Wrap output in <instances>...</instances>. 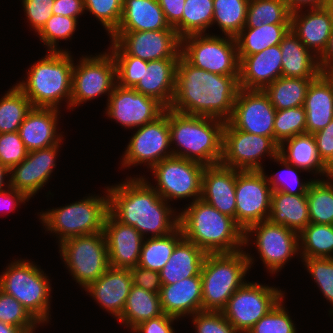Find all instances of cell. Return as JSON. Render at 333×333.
I'll return each mask as SVG.
<instances>
[{
  "mask_svg": "<svg viewBox=\"0 0 333 333\" xmlns=\"http://www.w3.org/2000/svg\"><path fill=\"white\" fill-rule=\"evenodd\" d=\"M291 12L283 0H249L244 27L290 24Z\"/></svg>",
  "mask_w": 333,
  "mask_h": 333,
  "instance_id": "cell-45",
  "label": "cell"
},
{
  "mask_svg": "<svg viewBox=\"0 0 333 333\" xmlns=\"http://www.w3.org/2000/svg\"><path fill=\"white\" fill-rule=\"evenodd\" d=\"M268 220L299 234L310 223L307 196L272 191Z\"/></svg>",
  "mask_w": 333,
  "mask_h": 333,
  "instance_id": "cell-34",
  "label": "cell"
},
{
  "mask_svg": "<svg viewBox=\"0 0 333 333\" xmlns=\"http://www.w3.org/2000/svg\"><path fill=\"white\" fill-rule=\"evenodd\" d=\"M132 283L152 293L160 294L162 287L159 272L135 266L130 268Z\"/></svg>",
  "mask_w": 333,
  "mask_h": 333,
  "instance_id": "cell-57",
  "label": "cell"
},
{
  "mask_svg": "<svg viewBox=\"0 0 333 333\" xmlns=\"http://www.w3.org/2000/svg\"><path fill=\"white\" fill-rule=\"evenodd\" d=\"M8 174H10V170L6 166L2 165L0 162V191H3L10 187V179L8 177L10 175ZM6 177L8 179H6Z\"/></svg>",
  "mask_w": 333,
  "mask_h": 333,
  "instance_id": "cell-65",
  "label": "cell"
},
{
  "mask_svg": "<svg viewBox=\"0 0 333 333\" xmlns=\"http://www.w3.org/2000/svg\"><path fill=\"white\" fill-rule=\"evenodd\" d=\"M272 161L276 162L279 166H282V170L272 175H266L267 181L272 191H282L292 195H306L310 184L313 182V177L301 179L299 173L303 170L287 163L279 155H277Z\"/></svg>",
  "mask_w": 333,
  "mask_h": 333,
  "instance_id": "cell-46",
  "label": "cell"
},
{
  "mask_svg": "<svg viewBox=\"0 0 333 333\" xmlns=\"http://www.w3.org/2000/svg\"><path fill=\"white\" fill-rule=\"evenodd\" d=\"M165 110L156 99L145 96L134 88L116 84L109 95L104 114L120 126L134 130L155 121Z\"/></svg>",
  "mask_w": 333,
  "mask_h": 333,
  "instance_id": "cell-19",
  "label": "cell"
},
{
  "mask_svg": "<svg viewBox=\"0 0 333 333\" xmlns=\"http://www.w3.org/2000/svg\"><path fill=\"white\" fill-rule=\"evenodd\" d=\"M240 89L263 90L282 76V54L280 45L248 56H238Z\"/></svg>",
  "mask_w": 333,
  "mask_h": 333,
  "instance_id": "cell-25",
  "label": "cell"
},
{
  "mask_svg": "<svg viewBox=\"0 0 333 333\" xmlns=\"http://www.w3.org/2000/svg\"><path fill=\"white\" fill-rule=\"evenodd\" d=\"M323 179L333 181V154L326 160L323 165Z\"/></svg>",
  "mask_w": 333,
  "mask_h": 333,
  "instance_id": "cell-66",
  "label": "cell"
},
{
  "mask_svg": "<svg viewBox=\"0 0 333 333\" xmlns=\"http://www.w3.org/2000/svg\"><path fill=\"white\" fill-rule=\"evenodd\" d=\"M104 191L103 195L88 194L65 206L38 213L45 232L56 235L59 244L72 237L103 232L105 219L109 213L106 186Z\"/></svg>",
  "mask_w": 333,
  "mask_h": 333,
  "instance_id": "cell-7",
  "label": "cell"
},
{
  "mask_svg": "<svg viewBox=\"0 0 333 333\" xmlns=\"http://www.w3.org/2000/svg\"><path fill=\"white\" fill-rule=\"evenodd\" d=\"M204 168L202 163L172 156L151 169L156 186L143 175L136 177H143L169 204L173 200L189 198L192 199L189 203H192L201 199Z\"/></svg>",
  "mask_w": 333,
  "mask_h": 333,
  "instance_id": "cell-12",
  "label": "cell"
},
{
  "mask_svg": "<svg viewBox=\"0 0 333 333\" xmlns=\"http://www.w3.org/2000/svg\"><path fill=\"white\" fill-rule=\"evenodd\" d=\"M0 333H24L20 328L0 322Z\"/></svg>",
  "mask_w": 333,
  "mask_h": 333,
  "instance_id": "cell-67",
  "label": "cell"
},
{
  "mask_svg": "<svg viewBox=\"0 0 333 333\" xmlns=\"http://www.w3.org/2000/svg\"><path fill=\"white\" fill-rule=\"evenodd\" d=\"M239 75H220L199 69L179 57L170 109L227 121L238 93Z\"/></svg>",
  "mask_w": 333,
  "mask_h": 333,
  "instance_id": "cell-2",
  "label": "cell"
},
{
  "mask_svg": "<svg viewBox=\"0 0 333 333\" xmlns=\"http://www.w3.org/2000/svg\"><path fill=\"white\" fill-rule=\"evenodd\" d=\"M315 78H293L281 76L263 91L276 110L304 106L306 93Z\"/></svg>",
  "mask_w": 333,
  "mask_h": 333,
  "instance_id": "cell-38",
  "label": "cell"
},
{
  "mask_svg": "<svg viewBox=\"0 0 333 333\" xmlns=\"http://www.w3.org/2000/svg\"><path fill=\"white\" fill-rule=\"evenodd\" d=\"M28 152L18 131L0 134V162L9 170L22 162Z\"/></svg>",
  "mask_w": 333,
  "mask_h": 333,
  "instance_id": "cell-54",
  "label": "cell"
},
{
  "mask_svg": "<svg viewBox=\"0 0 333 333\" xmlns=\"http://www.w3.org/2000/svg\"><path fill=\"white\" fill-rule=\"evenodd\" d=\"M290 30V24H262L260 27H243L235 37L238 56H248L279 45Z\"/></svg>",
  "mask_w": 333,
  "mask_h": 333,
  "instance_id": "cell-37",
  "label": "cell"
},
{
  "mask_svg": "<svg viewBox=\"0 0 333 333\" xmlns=\"http://www.w3.org/2000/svg\"><path fill=\"white\" fill-rule=\"evenodd\" d=\"M249 0H213L212 26L217 25L222 36L235 38L245 26Z\"/></svg>",
  "mask_w": 333,
  "mask_h": 333,
  "instance_id": "cell-42",
  "label": "cell"
},
{
  "mask_svg": "<svg viewBox=\"0 0 333 333\" xmlns=\"http://www.w3.org/2000/svg\"><path fill=\"white\" fill-rule=\"evenodd\" d=\"M185 1L186 0H158L167 22L173 28L182 20Z\"/></svg>",
  "mask_w": 333,
  "mask_h": 333,
  "instance_id": "cell-62",
  "label": "cell"
},
{
  "mask_svg": "<svg viewBox=\"0 0 333 333\" xmlns=\"http://www.w3.org/2000/svg\"><path fill=\"white\" fill-rule=\"evenodd\" d=\"M278 155L287 163L323 179V165L313 134L296 135L279 145ZM322 176V177H321Z\"/></svg>",
  "mask_w": 333,
  "mask_h": 333,
  "instance_id": "cell-35",
  "label": "cell"
},
{
  "mask_svg": "<svg viewBox=\"0 0 333 333\" xmlns=\"http://www.w3.org/2000/svg\"><path fill=\"white\" fill-rule=\"evenodd\" d=\"M236 169L221 163L205 166L201 199L236 222Z\"/></svg>",
  "mask_w": 333,
  "mask_h": 333,
  "instance_id": "cell-24",
  "label": "cell"
},
{
  "mask_svg": "<svg viewBox=\"0 0 333 333\" xmlns=\"http://www.w3.org/2000/svg\"><path fill=\"white\" fill-rule=\"evenodd\" d=\"M213 11V0H186L182 20L174 29L181 38L192 34H208L207 29L212 27Z\"/></svg>",
  "mask_w": 333,
  "mask_h": 333,
  "instance_id": "cell-41",
  "label": "cell"
},
{
  "mask_svg": "<svg viewBox=\"0 0 333 333\" xmlns=\"http://www.w3.org/2000/svg\"><path fill=\"white\" fill-rule=\"evenodd\" d=\"M116 63L117 84L133 88L141 79L143 60L128 54H112Z\"/></svg>",
  "mask_w": 333,
  "mask_h": 333,
  "instance_id": "cell-53",
  "label": "cell"
},
{
  "mask_svg": "<svg viewBox=\"0 0 333 333\" xmlns=\"http://www.w3.org/2000/svg\"><path fill=\"white\" fill-rule=\"evenodd\" d=\"M291 13L313 8L326 7L328 0H283Z\"/></svg>",
  "mask_w": 333,
  "mask_h": 333,
  "instance_id": "cell-64",
  "label": "cell"
},
{
  "mask_svg": "<svg viewBox=\"0 0 333 333\" xmlns=\"http://www.w3.org/2000/svg\"><path fill=\"white\" fill-rule=\"evenodd\" d=\"M191 317L195 333H238L221 311H201Z\"/></svg>",
  "mask_w": 333,
  "mask_h": 333,
  "instance_id": "cell-55",
  "label": "cell"
},
{
  "mask_svg": "<svg viewBox=\"0 0 333 333\" xmlns=\"http://www.w3.org/2000/svg\"><path fill=\"white\" fill-rule=\"evenodd\" d=\"M3 95L0 98V134L16 132L33 106L16 85Z\"/></svg>",
  "mask_w": 333,
  "mask_h": 333,
  "instance_id": "cell-43",
  "label": "cell"
},
{
  "mask_svg": "<svg viewBox=\"0 0 333 333\" xmlns=\"http://www.w3.org/2000/svg\"><path fill=\"white\" fill-rule=\"evenodd\" d=\"M306 133L304 106L277 110L274 119V142L279 146L285 140Z\"/></svg>",
  "mask_w": 333,
  "mask_h": 333,
  "instance_id": "cell-48",
  "label": "cell"
},
{
  "mask_svg": "<svg viewBox=\"0 0 333 333\" xmlns=\"http://www.w3.org/2000/svg\"><path fill=\"white\" fill-rule=\"evenodd\" d=\"M306 196L310 223L333 225V181L314 179Z\"/></svg>",
  "mask_w": 333,
  "mask_h": 333,
  "instance_id": "cell-44",
  "label": "cell"
},
{
  "mask_svg": "<svg viewBox=\"0 0 333 333\" xmlns=\"http://www.w3.org/2000/svg\"><path fill=\"white\" fill-rule=\"evenodd\" d=\"M107 50L111 54H128L142 60L179 59L181 37L175 30L114 31Z\"/></svg>",
  "mask_w": 333,
  "mask_h": 333,
  "instance_id": "cell-16",
  "label": "cell"
},
{
  "mask_svg": "<svg viewBox=\"0 0 333 333\" xmlns=\"http://www.w3.org/2000/svg\"><path fill=\"white\" fill-rule=\"evenodd\" d=\"M306 133L314 134L333 119V76L321 73L310 83L304 102Z\"/></svg>",
  "mask_w": 333,
  "mask_h": 333,
  "instance_id": "cell-30",
  "label": "cell"
},
{
  "mask_svg": "<svg viewBox=\"0 0 333 333\" xmlns=\"http://www.w3.org/2000/svg\"><path fill=\"white\" fill-rule=\"evenodd\" d=\"M109 265L115 268H132L138 265L144 237L133 227L122 224L110 213L104 223Z\"/></svg>",
  "mask_w": 333,
  "mask_h": 333,
  "instance_id": "cell-23",
  "label": "cell"
},
{
  "mask_svg": "<svg viewBox=\"0 0 333 333\" xmlns=\"http://www.w3.org/2000/svg\"><path fill=\"white\" fill-rule=\"evenodd\" d=\"M290 29L304 46L319 57L333 32V19L327 7L291 13Z\"/></svg>",
  "mask_w": 333,
  "mask_h": 333,
  "instance_id": "cell-26",
  "label": "cell"
},
{
  "mask_svg": "<svg viewBox=\"0 0 333 333\" xmlns=\"http://www.w3.org/2000/svg\"><path fill=\"white\" fill-rule=\"evenodd\" d=\"M55 0H21L27 22L37 34L53 15Z\"/></svg>",
  "mask_w": 333,
  "mask_h": 333,
  "instance_id": "cell-56",
  "label": "cell"
},
{
  "mask_svg": "<svg viewBox=\"0 0 333 333\" xmlns=\"http://www.w3.org/2000/svg\"><path fill=\"white\" fill-rule=\"evenodd\" d=\"M29 200L23 192L17 191L12 187L0 191V209L7 211V214L15 211L18 206L25 204Z\"/></svg>",
  "mask_w": 333,
  "mask_h": 333,
  "instance_id": "cell-61",
  "label": "cell"
},
{
  "mask_svg": "<svg viewBox=\"0 0 333 333\" xmlns=\"http://www.w3.org/2000/svg\"><path fill=\"white\" fill-rule=\"evenodd\" d=\"M279 45L282 54V76L316 78L321 74L318 57L304 46L291 29Z\"/></svg>",
  "mask_w": 333,
  "mask_h": 333,
  "instance_id": "cell-33",
  "label": "cell"
},
{
  "mask_svg": "<svg viewBox=\"0 0 333 333\" xmlns=\"http://www.w3.org/2000/svg\"><path fill=\"white\" fill-rule=\"evenodd\" d=\"M298 235L300 258H333V225L309 223Z\"/></svg>",
  "mask_w": 333,
  "mask_h": 333,
  "instance_id": "cell-40",
  "label": "cell"
},
{
  "mask_svg": "<svg viewBox=\"0 0 333 333\" xmlns=\"http://www.w3.org/2000/svg\"><path fill=\"white\" fill-rule=\"evenodd\" d=\"M207 253L202 269L203 311H221L234 292L247 281L256 260L252 251Z\"/></svg>",
  "mask_w": 333,
  "mask_h": 333,
  "instance_id": "cell-6",
  "label": "cell"
},
{
  "mask_svg": "<svg viewBox=\"0 0 333 333\" xmlns=\"http://www.w3.org/2000/svg\"><path fill=\"white\" fill-rule=\"evenodd\" d=\"M61 110L32 107L20 125L18 133L28 151L50 147L64 140L58 132Z\"/></svg>",
  "mask_w": 333,
  "mask_h": 333,
  "instance_id": "cell-27",
  "label": "cell"
},
{
  "mask_svg": "<svg viewBox=\"0 0 333 333\" xmlns=\"http://www.w3.org/2000/svg\"><path fill=\"white\" fill-rule=\"evenodd\" d=\"M257 282H247L239 287L221 310L238 333H247L283 297L285 291Z\"/></svg>",
  "mask_w": 333,
  "mask_h": 333,
  "instance_id": "cell-14",
  "label": "cell"
},
{
  "mask_svg": "<svg viewBox=\"0 0 333 333\" xmlns=\"http://www.w3.org/2000/svg\"><path fill=\"white\" fill-rule=\"evenodd\" d=\"M283 297L247 333H297L296 324L287 310Z\"/></svg>",
  "mask_w": 333,
  "mask_h": 333,
  "instance_id": "cell-50",
  "label": "cell"
},
{
  "mask_svg": "<svg viewBox=\"0 0 333 333\" xmlns=\"http://www.w3.org/2000/svg\"><path fill=\"white\" fill-rule=\"evenodd\" d=\"M180 319L166 315L165 313L157 318H153L140 323L131 332L133 333H175L174 321Z\"/></svg>",
  "mask_w": 333,
  "mask_h": 333,
  "instance_id": "cell-58",
  "label": "cell"
},
{
  "mask_svg": "<svg viewBox=\"0 0 333 333\" xmlns=\"http://www.w3.org/2000/svg\"><path fill=\"white\" fill-rule=\"evenodd\" d=\"M116 84V63L108 50L94 56L82 55L73 66L70 110L100 95L106 94L108 101Z\"/></svg>",
  "mask_w": 333,
  "mask_h": 333,
  "instance_id": "cell-13",
  "label": "cell"
},
{
  "mask_svg": "<svg viewBox=\"0 0 333 333\" xmlns=\"http://www.w3.org/2000/svg\"><path fill=\"white\" fill-rule=\"evenodd\" d=\"M52 13L79 19L85 12L83 0H55Z\"/></svg>",
  "mask_w": 333,
  "mask_h": 333,
  "instance_id": "cell-60",
  "label": "cell"
},
{
  "mask_svg": "<svg viewBox=\"0 0 333 333\" xmlns=\"http://www.w3.org/2000/svg\"><path fill=\"white\" fill-rule=\"evenodd\" d=\"M278 150L279 146L270 137L241 131L225 121L222 165L239 171L263 170L261 160L265 156L273 160Z\"/></svg>",
  "mask_w": 333,
  "mask_h": 333,
  "instance_id": "cell-17",
  "label": "cell"
},
{
  "mask_svg": "<svg viewBox=\"0 0 333 333\" xmlns=\"http://www.w3.org/2000/svg\"><path fill=\"white\" fill-rule=\"evenodd\" d=\"M178 60H143L142 77L133 88L145 96L156 99L166 109H169L175 92Z\"/></svg>",
  "mask_w": 333,
  "mask_h": 333,
  "instance_id": "cell-28",
  "label": "cell"
},
{
  "mask_svg": "<svg viewBox=\"0 0 333 333\" xmlns=\"http://www.w3.org/2000/svg\"><path fill=\"white\" fill-rule=\"evenodd\" d=\"M78 21L76 18L53 14L37 33L38 38L45 45L46 51L70 52L66 47L65 49L60 48L59 42L63 40L68 41V39L71 41L77 29Z\"/></svg>",
  "mask_w": 333,
  "mask_h": 333,
  "instance_id": "cell-47",
  "label": "cell"
},
{
  "mask_svg": "<svg viewBox=\"0 0 333 333\" xmlns=\"http://www.w3.org/2000/svg\"><path fill=\"white\" fill-rule=\"evenodd\" d=\"M182 239L180 227L165 236L144 238L138 266L160 272Z\"/></svg>",
  "mask_w": 333,
  "mask_h": 333,
  "instance_id": "cell-39",
  "label": "cell"
},
{
  "mask_svg": "<svg viewBox=\"0 0 333 333\" xmlns=\"http://www.w3.org/2000/svg\"><path fill=\"white\" fill-rule=\"evenodd\" d=\"M207 253L194 243L182 239L174 248L168 262L159 272L162 285L174 284L184 278L201 276Z\"/></svg>",
  "mask_w": 333,
  "mask_h": 333,
  "instance_id": "cell-32",
  "label": "cell"
},
{
  "mask_svg": "<svg viewBox=\"0 0 333 333\" xmlns=\"http://www.w3.org/2000/svg\"><path fill=\"white\" fill-rule=\"evenodd\" d=\"M62 145L61 140L50 147L29 151L22 162L10 169V187L23 192L29 199L38 194L57 167L56 159Z\"/></svg>",
  "mask_w": 333,
  "mask_h": 333,
  "instance_id": "cell-21",
  "label": "cell"
},
{
  "mask_svg": "<svg viewBox=\"0 0 333 333\" xmlns=\"http://www.w3.org/2000/svg\"><path fill=\"white\" fill-rule=\"evenodd\" d=\"M159 295L163 313L166 315L182 320L203 311L201 276L162 285Z\"/></svg>",
  "mask_w": 333,
  "mask_h": 333,
  "instance_id": "cell-29",
  "label": "cell"
},
{
  "mask_svg": "<svg viewBox=\"0 0 333 333\" xmlns=\"http://www.w3.org/2000/svg\"><path fill=\"white\" fill-rule=\"evenodd\" d=\"M326 7L329 9L332 19H333V0H328V4Z\"/></svg>",
  "mask_w": 333,
  "mask_h": 333,
  "instance_id": "cell-68",
  "label": "cell"
},
{
  "mask_svg": "<svg viewBox=\"0 0 333 333\" xmlns=\"http://www.w3.org/2000/svg\"><path fill=\"white\" fill-rule=\"evenodd\" d=\"M85 12L94 15L102 24L108 36L119 26L122 16L123 0H83Z\"/></svg>",
  "mask_w": 333,
  "mask_h": 333,
  "instance_id": "cell-52",
  "label": "cell"
},
{
  "mask_svg": "<svg viewBox=\"0 0 333 333\" xmlns=\"http://www.w3.org/2000/svg\"><path fill=\"white\" fill-rule=\"evenodd\" d=\"M224 120L186 115L169 108V130L174 157L208 165L219 164L223 154Z\"/></svg>",
  "mask_w": 333,
  "mask_h": 333,
  "instance_id": "cell-4",
  "label": "cell"
},
{
  "mask_svg": "<svg viewBox=\"0 0 333 333\" xmlns=\"http://www.w3.org/2000/svg\"><path fill=\"white\" fill-rule=\"evenodd\" d=\"M276 109L263 90L239 89L227 122L236 129L270 137L274 141Z\"/></svg>",
  "mask_w": 333,
  "mask_h": 333,
  "instance_id": "cell-20",
  "label": "cell"
},
{
  "mask_svg": "<svg viewBox=\"0 0 333 333\" xmlns=\"http://www.w3.org/2000/svg\"><path fill=\"white\" fill-rule=\"evenodd\" d=\"M132 284L130 269L110 266L103 275L90 283L84 291L105 312L118 320L125 308Z\"/></svg>",
  "mask_w": 333,
  "mask_h": 333,
  "instance_id": "cell-22",
  "label": "cell"
},
{
  "mask_svg": "<svg viewBox=\"0 0 333 333\" xmlns=\"http://www.w3.org/2000/svg\"><path fill=\"white\" fill-rule=\"evenodd\" d=\"M251 244L272 276L279 274L295 256L300 258L298 233L269 220L255 223L244 231V250Z\"/></svg>",
  "mask_w": 333,
  "mask_h": 333,
  "instance_id": "cell-11",
  "label": "cell"
},
{
  "mask_svg": "<svg viewBox=\"0 0 333 333\" xmlns=\"http://www.w3.org/2000/svg\"><path fill=\"white\" fill-rule=\"evenodd\" d=\"M179 212L183 238L206 253H232L244 249V230L235 219L220 213L202 199Z\"/></svg>",
  "mask_w": 333,
  "mask_h": 333,
  "instance_id": "cell-3",
  "label": "cell"
},
{
  "mask_svg": "<svg viewBox=\"0 0 333 333\" xmlns=\"http://www.w3.org/2000/svg\"><path fill=\"white\" fill-rule=\"evenodd\" d=\"M263 170H236V223L245 231L268 220L272 189Z\"/></svg>",
  "mask_w": 333,
  "mask_h": 333,
  "instance_id": "cell-18",
  "label": "cell"
},
{
  "mask_svg": "<svg viewBox=\"0 0 333 333\" xmlns=\"http://www.w3.org/2000/svg\"><path fill=\"white\" fill-rule=\"evenodd\" d=\"M316 140L317 151L322 162L333 154V119L325 128L313 134Z\"/></svg>",
  "mask_w": 333,
  "mask_h": 333,
  "instance_id": "cell-59",
  "label": "cell"
},
{
  "mask_svg": "<svg viewBox=\"0 0 333 333\" xmlns=\"http://www.w3.org/2000/svg\"><path fill=\"white\" fill-rule=\"evenodd\" d=\"M160 295L132 284L125 308L117 320L131 331L140 323L163 315Z\"/></svg>",
  "mask_w": 333,
  "mask_h": 333,
  "instance_id": "cell-36",
  "label": "cell"
},
{
  "mask_svg": "<svg viewBox=\"0 0 333 333\" xmlns=\"http://www.w3.org/2000/svg\"><path fill=\"white\" fill-rule=\"evenodd\" d=\"M303 267L310 274L318 290L333 307V258H301ZM329 314L333 316V308Z\"/></svg>",
  "mask_w": 333,
  "mask_h": 333,
  "instance_id": "cell-51",
  "label": "cell"
},
{
  "mask_svg": "<svg viewBox=\"0 0 333 333\" xmlns=\"http://www.w3.org/2000/svg\"><path fill=\"white\" fill-rule=\"evenodd\" d=\"M321 73H333V32L331 33L328 44L324 52L318 57Z\"/></svg>",
  "mask_w": 333,
  "mask_h": 333,
  "instance_id": "cell-63",
  "label": "cell"
},
{
  "mask_svg": "<svg viewBox=\"0 0 333 333\" xmlns=\"http://www.w3.org/2000/svg\"><path fill=\"white\" fill-rule=\"evenodd\" d=\"M214 33L181 39V56L196 68L220 75H239L236 39Z\"/></svg>",
  "mask_w": 333,
  "mask_h": 333,
  "instance_id": "cell-10",
  "label": "cell"
},
{
  "mask_svg": "<svg viewBox=\"0 0 333 333\" xmlns=\"http://www.w3.org/2000/svg\"><path fill=\"white\" fill-rule=\"evenodd\" d=\"M58 248L64 266L83 289L110 267L104 231L66 239Z\"/></svg>",
  "mask_w": 333,
  "mask_h": 333,
  "instance_id": "cell-9",
  "label": "cell"
},
{
  "mask_svg": "<svg viewBox=\"0 0 333 333\" xmlns=\"http://www.w3.org/2000/svg\"><path fill=\"white\" fill-rule=\"evenodd\" d=\"M0 274V290L18 300L41 324L51 319V280L32 260L11 261Z\"/></svg>",
  "mask_w": 333,
  "mask_h": 333,
  "instance_id": "cell-8",
  "label": "cell"
},
{
  "mask_svg": "<svg viewBox=\"0 0 333 333\" xmlns=\"http://www.w3.org/2000/svg\"><path fill=\"white\" fill-rule=\"evenodd\" d=\"M131 135L120 161V167L130 169L138 165H146L152 169L163 159L172 157L169 130V109L155 121L136 128Z\"/></svg>",
  "mask_w": 333,
  "mask_h": 333,
  "instance_id": "cell-15",
  "label": "cell"
},
{
  "mask_svg": "<svg viewBox=\"0 0 333 333\" xmlns=\"http://www.w3.org/2000/svg\"><path fill=\"white\" fill-rule=\"evenodd\" d=\"M0 322L20 328L24 333H35L41 324L15 298L0 290Z\"/></svg>",
  "mask_w": 333,
  "mask_h": 333,
  "instance_id": "cell-49",
  "label": "cell"
},
{
  "mask_svg": "<svg viewBox=\"0 0 333 333\" xmlns=\"http://www.w3.org/2000/svg\"><path fill=\"white\" fill-rule=\"evenodd\" d=\"M175 30L158 0H123L120 24L115 31Z\"/></svg>",
  "mask_w": 333,
  "mask_h": 333,
  "instance_id": "cell-31",
  "label": "cell"
},
{
  "mask_svg": "<svg viewBox=\"0 0 333 333\" xmlns=\"http://www.w3.org/2000/svg\"><path fill=\"white\" fill-rule=\"evenodd\" d=\"M109 213L133 226L144 238L161 237L179 227V212L143 178L130 177L107 186Z\"/></svg>",
  "mask_w": 333,
  "mask_h": 333,
  "instance_id": "cell-1",
  "label": "cell"
},
{
  "mask_svg": "<svg viewBox=\"0 0 333 333\" xmlns=\"http://www.w3.org/2000/svg\"><path fill=\"white\" fill-rule=\"evenodd\" d=\"M26 70L25 80L15 85L30 100L33 107L59 109L61 103L70 111L74 56L70 52L47 51Z\"/></svg>",
  "mask_w": 333,
  "mask_h": 333,
  "instance_id": "cell-5",
  "label": "cell"
}]
</instances>
